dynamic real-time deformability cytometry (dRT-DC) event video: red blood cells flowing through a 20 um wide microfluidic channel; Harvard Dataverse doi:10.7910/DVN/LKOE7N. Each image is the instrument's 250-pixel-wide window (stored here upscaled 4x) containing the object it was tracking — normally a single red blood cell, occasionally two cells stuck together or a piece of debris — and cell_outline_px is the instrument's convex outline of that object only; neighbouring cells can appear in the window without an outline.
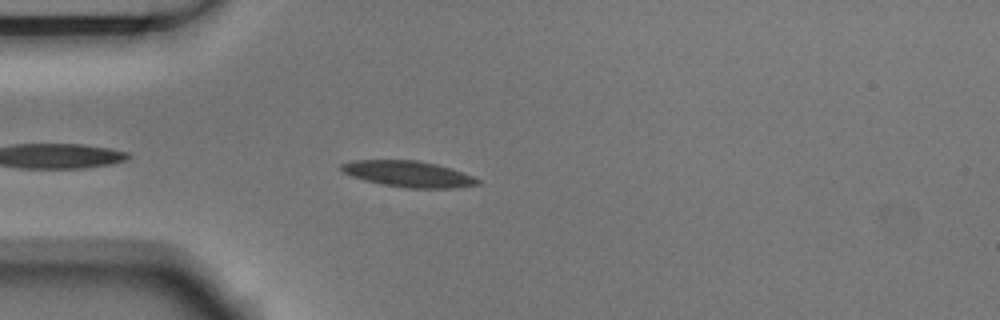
{"species": "Egyptian fruit bat (a non-hibernating species)", "species_latin": "Rousettus aegyptiacus", "temperature_condition": "room temperature", "stored_images_in_passage": 13, "camera_frame_rate_fps": 3000, "um_per_image_px": 0.085, "animal": {"sex": "male"}, "frame": {"image": 1, "passage_image": 4, "time_ms": 1.0, "image_size_px": [1000, 320], "cell_outline_px": [[480, 184], [456, 188], [408, 188], [380, 184], [364, 180], [340, 172], [340, 164], [352, 160], [416, 160], [436, 164], [452, 168], [472, 176], [480, 180]], "centroid_in_image_um": [34.68, 14.79], "position_along_channel_um": 50.3, "area_um2": 20.87}}
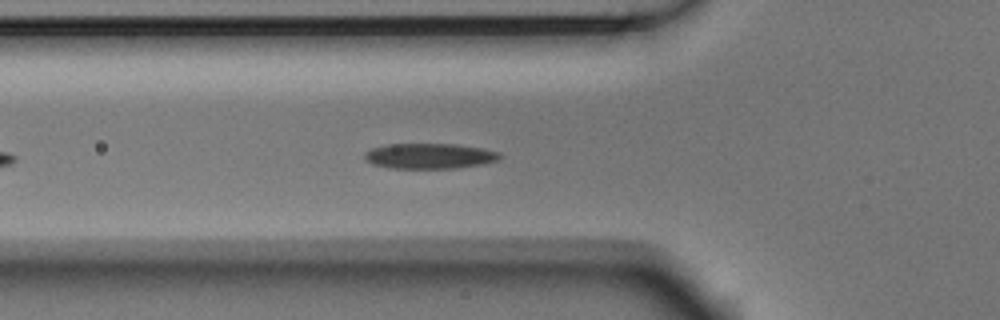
{"frame": {"image": 2, "passage_image": 8, "time_ms": 2.333, "image_size_px": [1000, 320], "cell_outline_px": [[500, 160], [484, 164], [456, 168], [388, 168], [372, 164], [364, 160], [364, 152], [372, 148], [388, 144], [456, 144], [484, 148], [500, 152]], "centroid_in_image_um": [36.51, 13.26], "position_along_channel_um": 89.3, "area_um2": 20.23}}
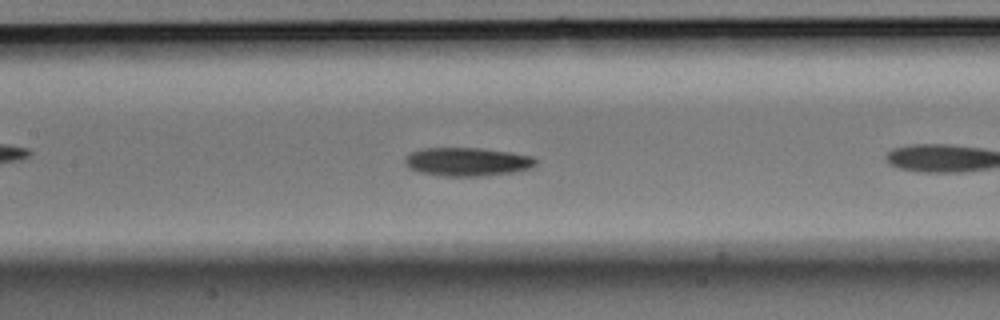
{"frame": {"image": 3, "passage_image": 11, "time_ms": 3.333, "image_size_px": [1000, 320], "cell_outline_px": [[536, 164], [528, 168], [512, 172], [480, 176], [444, 176], [420, 172], [408, 168], [404, 160], [412, 152], [420, 148], [480, 148], [508, 152], [532, 156], [536, 160]], "centroid_in_image_um": [39.68, 13.74], "position_along_channel_um": 167.7, "area_um2": 21.44}}